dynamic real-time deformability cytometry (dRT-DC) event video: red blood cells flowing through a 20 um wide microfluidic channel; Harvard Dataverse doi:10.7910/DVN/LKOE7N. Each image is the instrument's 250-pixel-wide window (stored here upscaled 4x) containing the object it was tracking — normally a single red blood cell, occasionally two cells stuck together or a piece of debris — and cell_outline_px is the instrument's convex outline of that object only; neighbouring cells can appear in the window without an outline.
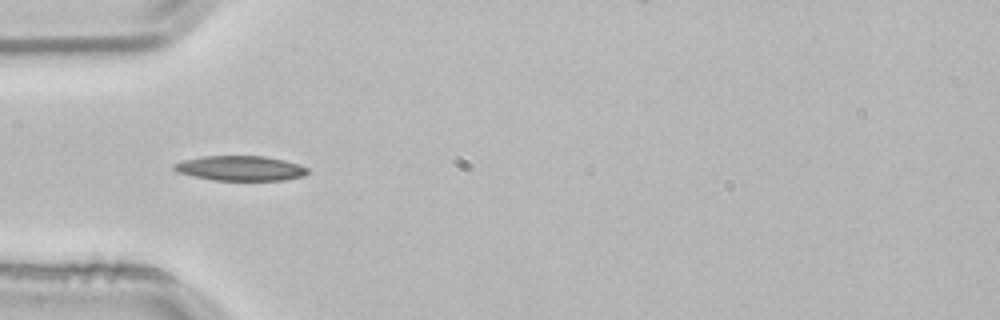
{"species": "common noctule bat (a hibernating species)", "species_latin": "Nyctalus noctula", "temperature_condition": "room temperature", "stored_images_in_passage": 1, "camera_frame_rate_fps": 3000, "um_per_image_px": 0.085, "animal": {"sex": "male", "body_mass_g": 21.5, "forearm_length_mm": 52.0}, "frame": {"image": 1, "passage_image": 1, "time_ms": 0.0, "image_size_px": [1000, 320], "cell_outline_px": [[308, 172], [304, 176], [284, 180], [212, 180], [192, 176], [176, 172], [172, 168], [172, 164], [184, 160], [204, 156], [264, 156], [284, 160], [308, 168]], "centroid_in_image_um": [20.39, 14.3], "position_along_channel_um": 64.6, "area_um2": 19.36}}